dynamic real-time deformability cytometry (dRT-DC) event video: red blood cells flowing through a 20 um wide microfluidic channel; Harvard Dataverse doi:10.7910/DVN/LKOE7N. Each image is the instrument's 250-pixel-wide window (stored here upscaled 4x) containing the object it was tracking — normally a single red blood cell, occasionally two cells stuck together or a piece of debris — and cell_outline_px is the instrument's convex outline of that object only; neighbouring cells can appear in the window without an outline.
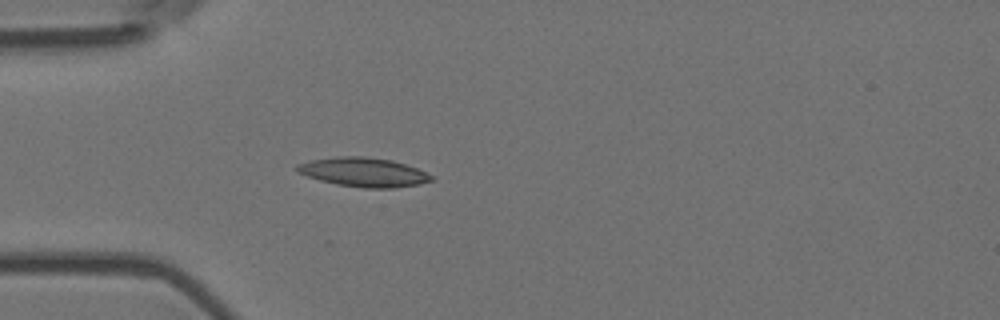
{"species": "Egyptian fruit bat (a non-hibernating species)", "species_latin": "Rousettus aegyptiacus", "temperature_condition": "room temperature", "stored_images_in_passage": 4, "camera_frame_rate_fps": 3000, "um_per_image_px": 0.085, "animal": {"sex": "female"}, "frame": {"image": 1, "passage_image": 4, "time_ms": 1.0, "image_size_px": [1000, 320], "cell_outline_px": [[432, 180], [420, 184], [392, 188], [364, 188], [336, 184], [320, 180], [296, 172], [296, 164], [312, 160], [336, 156], [364, 156], [392, 160], [416, 168], [432, 176]], "centroid_in_image_um": [30.87, 14.63], "position_along_channel_um": 54.1, "area_um2": 22.66}}